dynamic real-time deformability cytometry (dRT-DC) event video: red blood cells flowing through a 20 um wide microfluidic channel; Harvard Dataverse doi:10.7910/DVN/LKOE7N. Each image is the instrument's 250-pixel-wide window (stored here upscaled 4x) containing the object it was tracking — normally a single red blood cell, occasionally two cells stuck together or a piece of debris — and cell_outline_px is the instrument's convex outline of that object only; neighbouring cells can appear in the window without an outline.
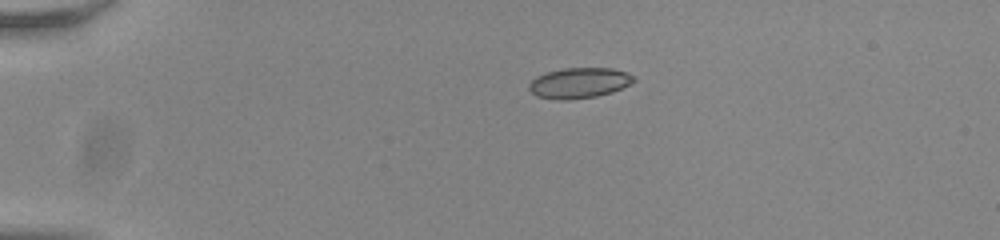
{"species": "common noctule bat (a hibernating species)", "species_latin": "Nyctalus noctula", "temperature_condition": "room temperature", "stored_images_in_passage": 43, "camera_frame_rate_fps": 3000, "um_per_image_px": 0.085, "animal": {"sex": "male", "body_mass_g": 20.0, "forearm_length_mm": 53.3}, "frame": {"image": 1, "passage_image": 1, "time_ms": 0.0, "image_size_px": [1000, 240], "cell_outline_px": [[636, 80], [612, 92], [596, 96], [568, 100], [560, 100], [536, 96], [528, 88], [528, 84], [536, 76], [548, 72], [564, 68], [612, 68], [636, 76]], "centroid_in_image_um": [49.21, 7.05], "position_along_channel_um": 35.8, "area_um2": 18.5}}
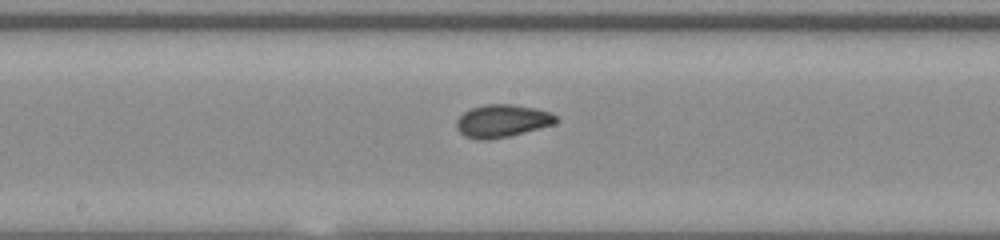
{"frame": {"image": 2, "passage_image": 19, "time_ms": 6.0, "image_size_px": [1000, 240], "cell_outline_px": [[560, 120], [556, 124], [508, 136], [488, 140], [476, 140], [464, 136], [456, 128], [456, 120], [464, 112], [472, 108], [484, 104], [512, 104], [536, 108], [548, 112], [556, 116]], "centroid_in_image_um": [42.68, 10.28], "position_along_channel_um": 205.5, "area_um2": 19.07}}
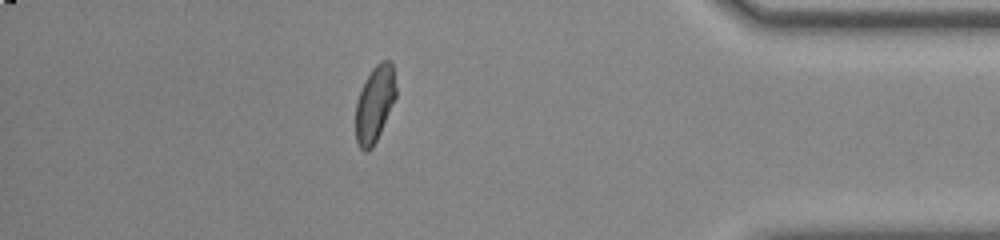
{"frame": {"image": 3, "passage_image": 37, "time_ms": 12.0, "image_size_px": [1000, 240], "cell_outline_px": [[396, 96], [380, 132], [372, 148], [368, 152], [364, 152], [360, 148], [356, 140], [356, 100], [372, 68], [380, 60], [388, 60], [392, 64], [396, 88]], "centroid_in_image_um": [31.84, 8.84], "position_along_channel_um": 403.4, "area_um2": 17.63}, "authors_computed_cell_mechanics": {"area_um2": 18.0336, "velocity_mm_per_s": 3.832, "shape_relaxation_time_tau1_ms": 5.0304, "shape_relaxation_time_tau2_ms": 1.1843, "deformation_change_tau1": 0.1261, "deformation_change_tau2": 0.0536}}